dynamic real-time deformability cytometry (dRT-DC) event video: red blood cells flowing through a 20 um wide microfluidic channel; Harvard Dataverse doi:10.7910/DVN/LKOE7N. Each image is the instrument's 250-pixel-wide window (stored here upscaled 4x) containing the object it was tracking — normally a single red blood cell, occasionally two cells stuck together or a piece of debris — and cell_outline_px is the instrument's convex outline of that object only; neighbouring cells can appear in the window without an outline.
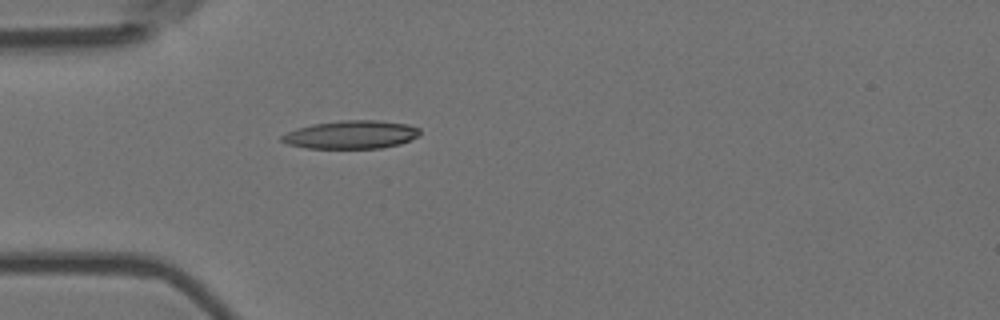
{"species": "Egyptian fruit bat (a non-hibernating species)", "species_latin": "Rousettus aegyptiacus", "temperature_condition": "room temperature", "stored_images_in_passage": 4, "camera_frame_rate_fps": 3000, "um_per_image_px": 0.085, "animal": {"sex": "female"}, "frame": {"image": 1, "passage_image": 4, "time_ms": 1.0, "image_size_px": [1000, 320], "cell_outline_px": [[420, 136], [400, 144], [380, 148], [308, 148], [288, 144], [280, 140], [280, 136], [296, 128], [312, 124], [340, 120], [376, 120], [408, 124], [420, 128]], "centroid_in_image_um": [29.87, 11.44], "position_along_channel_um": 55.1, "area_um2": 22.77}}